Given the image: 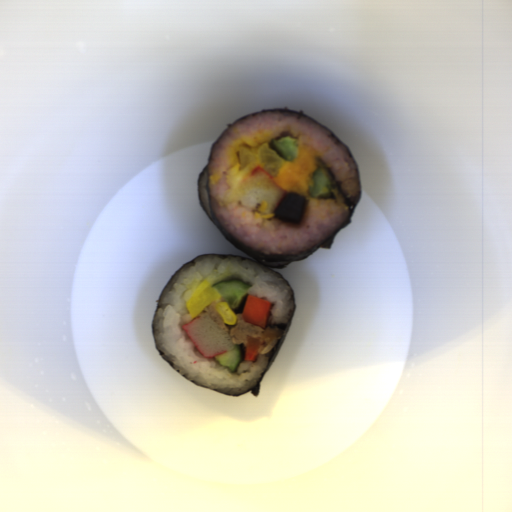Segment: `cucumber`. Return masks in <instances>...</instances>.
I'll return each mask as SVG.
<instances>
[{
    "label": "cucumber",
    "instance_id": "obj_1",
    "mask_svg": "<svg viewBox=\"0 0 512 512\" xmlns=\"http://www.w3.org/2000/svg\"><path fill=\"white\" fill-rule=\"evenodd\" d=\"M212 286L221 294V296L233 310L239 308L251 287L236 279L221 281Z\"/></svg>",
    "mask_w": 512,
    "mask_h": 512
},
{
    "label": "cucumber",
    "instance_id": "obj_2",
    "mask_svg": "<svg viewBox=\"0 0 512 512\" xmlns=\"http://www.w3.org/2000/svg\"><path fill=\"white\" fill-rule=\"evenodd\" d=\"M332 186L331 175L325 170L317 169L309 182L307 192L313 198H327L330 197Z\"/></svg>",
    "mask_w": 512,
    "mask_h": 512
},
{
    "label": "cucumber",
    "instance_id": "obj_3",
    "mask_svg": "<svg viewBox=\"0 0 512 512\" xmlns=\"http://www.w3.org/2000/svg\"><path fill=\"white\" fill-rule=\"evenodd\" d=\"M271 148L277 153L279 159L286 162L295 161L298 155L299 143L297 137L285 136L269 142Z\"/></svg>",
    "mask_w": 512,
    "mask_h": 512
},
{
    "label": "cucumber",
    "instance_id": "obj_4",
    "mask_svg": "<svg viewBox=\"0 0 512 512\" xmlns=\"http://www.w3.org/2000/svg\"><path fill=\"white\" fill-rule=\"evenodd\" d=\"M244 356V349L241 344H234V348L229 351L216 354L215 361L222 366H226L231 372H235L239 367L242 357Z\"/></svg>",
    "mask_w": 512,
    "mask_h": 512
}]
</instances>
